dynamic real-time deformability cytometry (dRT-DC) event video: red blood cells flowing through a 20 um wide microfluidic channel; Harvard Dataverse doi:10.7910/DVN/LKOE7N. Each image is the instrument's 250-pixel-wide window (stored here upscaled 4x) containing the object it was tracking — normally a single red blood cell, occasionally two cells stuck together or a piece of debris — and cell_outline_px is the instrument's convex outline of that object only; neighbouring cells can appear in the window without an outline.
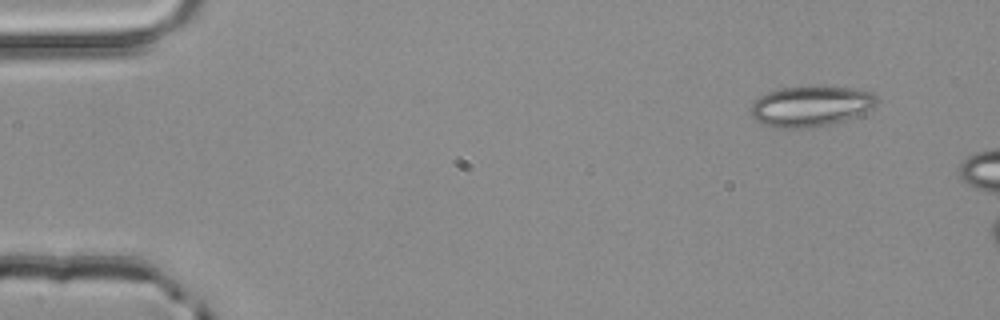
{"species": "common noctule bat (a hibernating species)", "species_latin": "Nyctalus noctula", "temperature_condition": "room temperature", "stored_images_in_passage": 3, "camera_frame_rate_fps": 3000, "um_per_image_px": 0.085, "animal": {"sex": "male", "body_mass_g": 20.4}, "frame": {"image": 1, "passage_image": 1, "time_ms": 0.0, "image_size_px": [1000, 320], "cell_outline_px": [[880, 100], [872, 108], [844, 120], [828, 124], [804, 128], [784, 128], [764, 124], [756, 120], [752, 116], [752, 104], [760, 96], [768, 92], [780, 88], [824, 84], [856, 88], [872, 92]], "centroid_in_image_um": [68.96, 8.97], "position_along_channel_um": 16.0, "area_um2": 30.0}}